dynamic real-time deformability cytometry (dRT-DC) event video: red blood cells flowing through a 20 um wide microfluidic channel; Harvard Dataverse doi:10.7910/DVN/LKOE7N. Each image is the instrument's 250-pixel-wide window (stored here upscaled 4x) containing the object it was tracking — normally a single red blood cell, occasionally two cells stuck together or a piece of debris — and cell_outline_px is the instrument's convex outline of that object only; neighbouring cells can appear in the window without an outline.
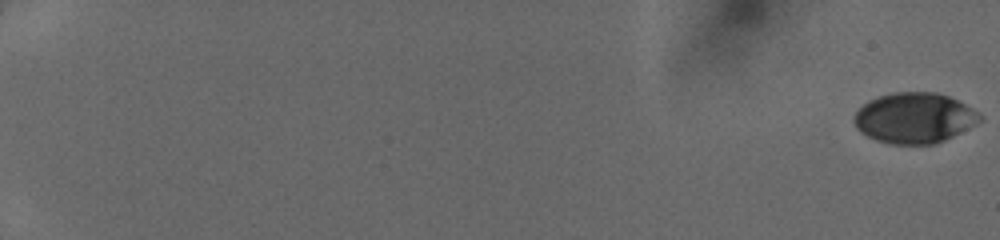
{"species": "human", "species_latin": "Homo sapiens", "temperature_condition": "cold", "stored_images_in_passage": 52, "camera_frame_rate_fps": 3000, "um_per_image_px": 0.085, "donor": {"sex": "female"}, "frame": {"image": 1, "passage_image": 1, "time_ms": 0.0, "image_size_px": [1000, 240], "cell_outline_px": [[984, 120], [936, 144], [892, 144], [876, 140], [860, 132], [856, 128], [852, 120], [856, 112], [868, 100], [880, 96], [896, 92], [936, 92], [948, 96], [980, 112]], "centroid_in_image_um": [77.72, 10.03], "position_along_channel_um": 7.3, "area_um2": 36.99}}
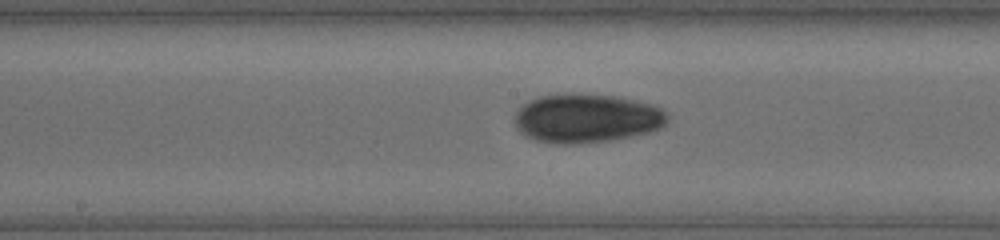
{"frame": {"image": 2, "passage_image": 31, "time_ms": 10.0, "image_size_px": [1000, 240], "cell_outline_px": [[668, 120], [660, 128], [648, 132], [608, 140], [576, 144], [556, 144], [536, 140], [524, 136], [516, 128], [516, 112], [528, 100], [540, 96], [612, 96], [652, 104], [660, 108], [668, 116]], "centroid_in_image_um": [49.84, 10.1], "position_along_channel_um": 198.4, "area_um2": 42.37}}
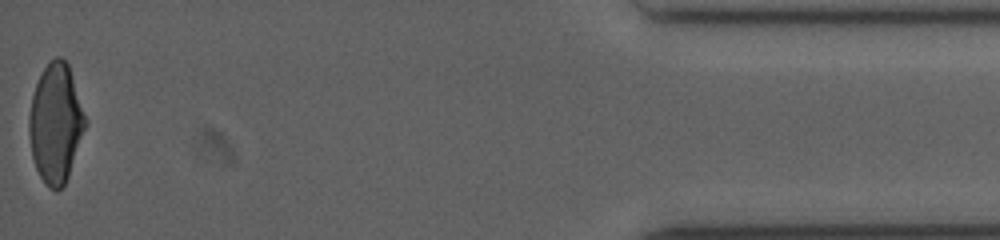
{"frame": {"image": 3, "passage_image": 52, "time_ms": 17.0, "image_size_px": [1000, 240], "cell_outline_px": [[88, 124], [68, 176], [64, 184], [56, 192], [48, 188], [40, 176], [36, 168], [32, 156], [28, 132], [28, 116], [32, 96], [36, 84], [44, 68], [56, 56], [60, 56], [68, 64], [88, 120]], "centroid_in_image_um": [4.75, 10.49], "position_along_channel_um": 430.5, "area_um2": 39.25}}